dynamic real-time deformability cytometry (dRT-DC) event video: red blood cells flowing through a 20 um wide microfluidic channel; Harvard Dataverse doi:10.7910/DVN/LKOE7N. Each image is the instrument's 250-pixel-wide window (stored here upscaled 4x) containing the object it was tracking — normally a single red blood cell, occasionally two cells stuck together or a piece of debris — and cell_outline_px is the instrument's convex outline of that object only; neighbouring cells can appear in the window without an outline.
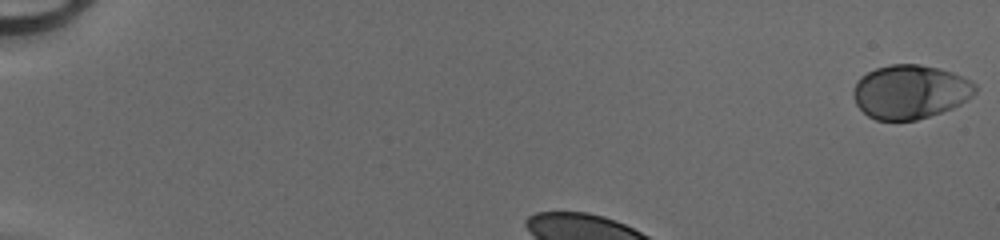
{"species": "human", "species_latin": "Homo sapiens", "temperature_condition": "cold", "stored_images_in_passage": 32, "camera_frame_rate_fps": 3000, "um_per_image_px": 0.085, "donor": {"sex": "male"}, "frame": {"image": 1, "passage_image": 1, "time_ms": 0.0, "image_size_px": [1000, 240], "cell_outline_px": [[976, 92], [972, 96], [960, 104], [952, 108], [916, 120], [876, 120], [868, 116], [856, 104], [852, 92], [856, 80], [860, 76], [876, 68], [888, 64], [920, 64], [940, 68], [952, 72], [976, 84]], "centroid_in_image_um": [77.34, 7.79], "position_along_channel_um": 7.7, "area_um2": 38.32}}
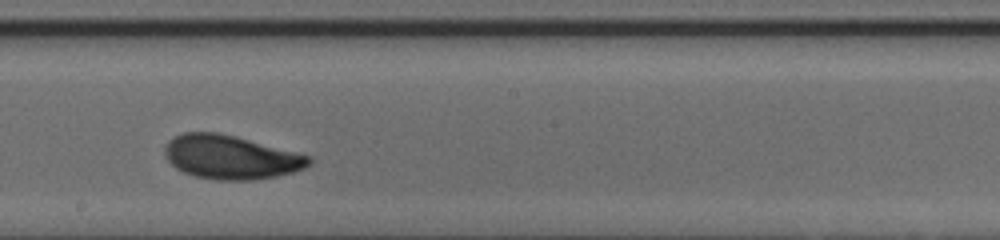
{"frame": {"image": 2, "passage_image": 20, "time_ms": 6.333, "image_size_px": [1000, 240], "cell_outline_px": [[312, 160], [304, 168], [292, 172], [276, 176], [256, 180], [216, 180], [196, 176], [184, 172], [176, 168], [168, 160], [164, 152], [164, 148], [168, 140], [184, 132], [216, 132], [236, 136], [312, 156]], "centroid_in_image_um": [19.61, 13.35], "position_along_channel_um": 228.6, "area_um2": 36.76}}
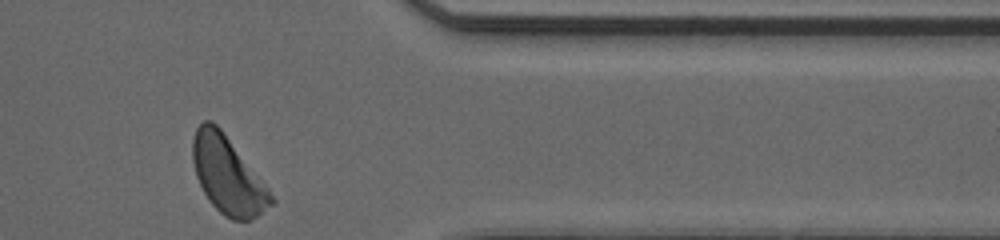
{"frame": {"image": 3, "passage_image": 32, "time_ms": 10.333, "image_size_px": [1000, 240], "cell_outline_px": [[276, 200], [272, 204], [256, 216], [248, 220], [232, 220], [224, 216], [208, 200], [196, 176], [192, 160], [192, 140], [196, 128], [204, 120], [212, 120], [220, 128], [268, 188]], "centroid_in_image_um": [19.33, 14.89], "position_along_channel_um": 392.1, "area_um2": 34.8}}